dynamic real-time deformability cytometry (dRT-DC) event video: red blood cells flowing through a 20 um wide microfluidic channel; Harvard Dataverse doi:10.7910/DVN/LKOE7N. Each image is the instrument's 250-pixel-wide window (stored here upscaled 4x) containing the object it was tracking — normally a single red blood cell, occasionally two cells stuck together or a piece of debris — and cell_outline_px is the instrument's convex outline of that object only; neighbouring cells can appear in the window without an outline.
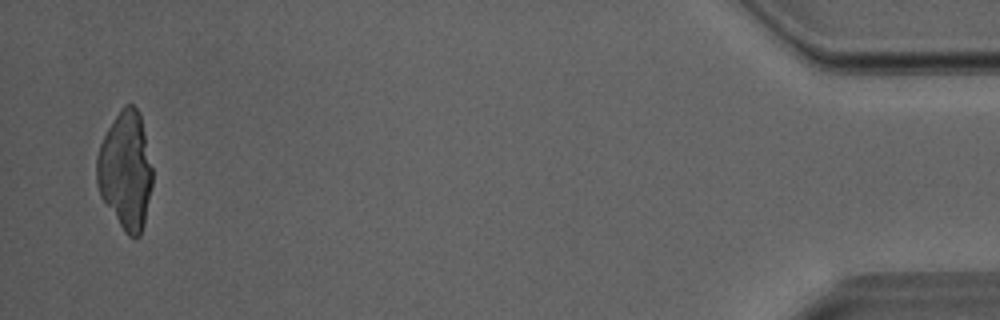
{"species": "Egyptian fruit bat (a non-hibernating species)", "species_latin": "Rousettus aegyptiacus", "temperature_condition": "room temperature", "stored_images_in_passage": 38, "camera_frame_rate_fps": 3000, "um_per_image_px": 0.085, "animal": {"sex": "male"}, "frame": {"image": 1, "passage_image": 37, "time_ms": 12.0, "image_size_px": [1000, 320], "cell_outline_px": [[152, 184], [144, 224], [140, 236], [128, 236], [124, 232], [100, 196], [96, 184], [96, 156], [100, 144], [108, 128], [124, 104], [132, 104], [140, 112], [152, 168]], "centroid_in_image_um": [10.66, 14.5], "position_along_channel_um": 424.5, "area_um2": 38.26}}